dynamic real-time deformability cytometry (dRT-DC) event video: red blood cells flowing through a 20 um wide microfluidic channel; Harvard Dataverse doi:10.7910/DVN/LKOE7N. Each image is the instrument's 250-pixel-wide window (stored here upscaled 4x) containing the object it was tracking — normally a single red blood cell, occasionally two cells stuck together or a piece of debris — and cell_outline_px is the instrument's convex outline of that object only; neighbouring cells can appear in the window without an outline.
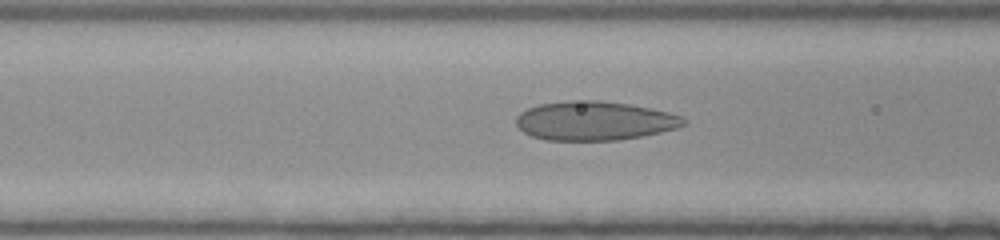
{"species": "human", "species_latin": "Homo sapiens", "temperature_condition": "room temperature", "stored_images_in_passage": 44, "camera_frame_rate_fps": 3000, "um_per_image_px": 0.085, "donor": {"sex": "female"}, "frame": {"image": 1, "passage_image": 20, "time_ms": 6.333, "image_size_px": [1000, 240], "cell_outline_px": [[688, 124], [676, 128], [660, 132], [620, 140], [544, 140], [532, 136], [524, 132], [516, 124], [516, 116], [520, 112], [528, 108], [540, 104], [568, 100], [600, 100], [632, 104], [652, 108], [684, 116]], "centroid_in_image_um": [50.56, 10.26], "position_along_channel_um": 116.0, "area_um2": 38.38}}
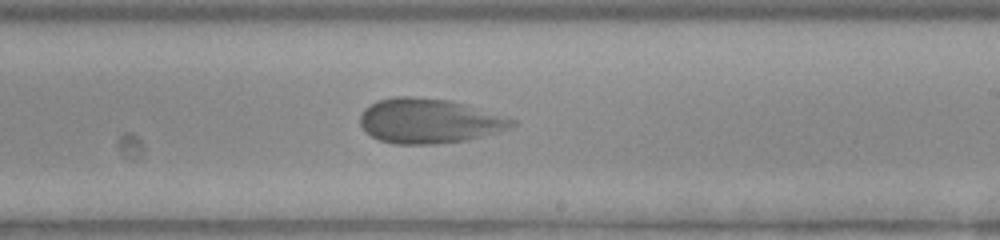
{"frame": {"image": 2, "passage_image": 30, "time_ms": 9.667, "image_size_px": [1000, 240], "cell_outline_px": [[516, 124], [500, 132], [468, 140], [436, 144], [396, 144], [380, 140], [372, 136], [360, 124], [360, 116], [364, 108], [376, 100], [396, 96], [416, 96], [452, 100], [468, 104], [516, 120]], "centroid_in_image_um": [36.49, 10.26], "position_along_channel_um": 252.5, "area_um2": 39.94}}
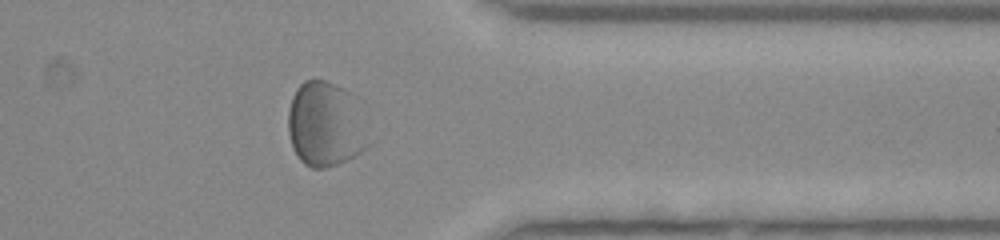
{"frame": {"image": 3, "passage_image": 40, "time_ms": 13.0, "image_size_px": [1000, 240], "cell_outline_px": [[368, 144], [360, 152], [336, 164], [324, 168], [312, 168], [304, 164], [300, 160], [292, 144], [288, 132], [288, 108], [292, 96], [296, 88], [304, 80], [328, 80], [352, 92], [356, 96]], "centroid_in_image_um": [27.63, 10.52], "position_along_channel_um": 383.8, "area_um2": 39.59}}